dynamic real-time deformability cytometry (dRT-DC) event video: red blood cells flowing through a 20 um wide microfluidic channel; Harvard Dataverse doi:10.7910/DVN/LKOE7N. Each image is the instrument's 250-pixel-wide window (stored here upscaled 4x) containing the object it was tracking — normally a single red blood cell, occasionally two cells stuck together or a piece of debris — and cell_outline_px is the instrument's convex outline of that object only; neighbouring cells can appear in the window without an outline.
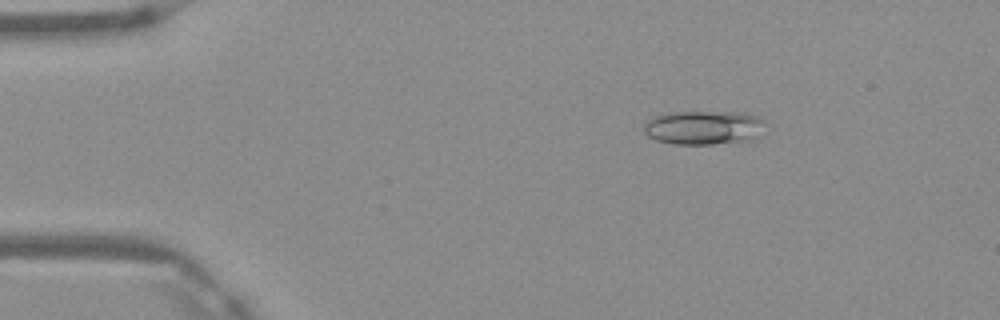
{"species": "Egyptian fruit bat (a non-hibernating species)", "species_latin": "Rousettus aegyptiacus", "temperature_condition": "warm", "stored_images_in_passage": 5, "camera_frame_rate_fps": 3000, "um_per_image_px": 0.085, "frame": {"image": 1, "passage_image": 3, "time_ms": 0.667, "image_size_px": [1000, 320], "cell_outline_px": [[764, 120], [756, 136], [752, 140], [712, 144], [676, 144], [656, 140], [648, 136], [644, 132], [644, 124], [652, 116], [668, 112], [744, 112], [756, 116]], "centroid_in_image_um": [59.75, 10.83], "position_along_channel_um": 25.2, "area_um2": 23.93}}